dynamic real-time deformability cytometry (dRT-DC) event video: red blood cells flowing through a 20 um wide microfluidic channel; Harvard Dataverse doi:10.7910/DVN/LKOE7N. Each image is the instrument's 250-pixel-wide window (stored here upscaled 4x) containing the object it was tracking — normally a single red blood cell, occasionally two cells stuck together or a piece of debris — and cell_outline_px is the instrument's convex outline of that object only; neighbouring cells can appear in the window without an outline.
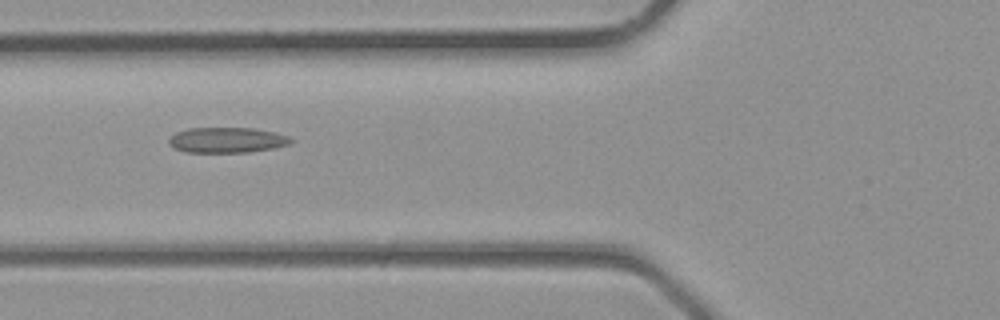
{"species": "common noctule bat (a hibernating species)", "species_latin": "Nyctalus noctula", "temperature_condition": "room temperature", "stored_images_in_passage": 3, "camera_frame_rate_fps": 3000, "um_per_image_px": 0.085, "animal": {"sex": "male", "body_mass_g": 23.1, "forearm_length_mm": 52.7}, "frame": {"image": 1, "passage_image": 3, "time_ms": 0.667, "image_size_px": [1000, 320], "cell_outline_px": [[296, 140], [288, 144], [272, 148], [248, 152], [184, 152], [168, 144], [168, 140], [176, 132], [188, 128], [252, 128], [276, 132], [288, 136]], "centroid_in_image_um": [19.3, 11.9], "position_along_channel_um": 106.5, "area_um2": 18.03}}